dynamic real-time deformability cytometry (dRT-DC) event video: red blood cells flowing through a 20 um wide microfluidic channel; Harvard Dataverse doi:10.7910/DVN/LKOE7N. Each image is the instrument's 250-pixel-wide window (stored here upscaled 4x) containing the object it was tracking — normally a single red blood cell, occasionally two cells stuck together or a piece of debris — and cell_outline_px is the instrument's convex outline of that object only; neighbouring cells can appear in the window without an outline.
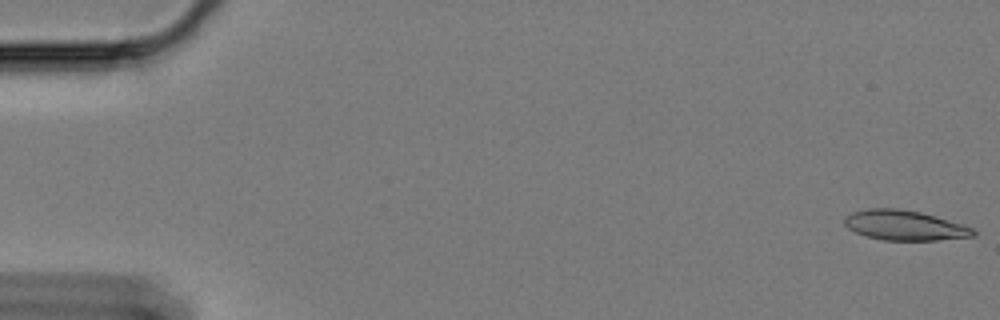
{"species": "Egyptian fruit bat (a non-hibernating species)", "species_latin": "Rousettus aegyptiacus", "temperature_condition": "cold", "stored_images_in_passage": 60, "camera_frame_rate_fps": 3000, "um_per_image_px": 0.085, "animal": {"sex": "female"}, "frame": {"image": 1, "passage_image": 1, "time_ms": 0.0, "image_size_px": [1000, 320], "cell_outline_px": [[976, 236], [940, 240], [884, 240], [868, 236], [856, 232], [848, 228], [844, 224], [844, 216], [852, 212], [868, 208], [896, 208], [920, 212], [960, 224], [972, 228], [976, 232]], "centroid_in_image_um": [76.86, 19.15], "position_along_channel_um": 8.1, "area_um2": 22.25}}
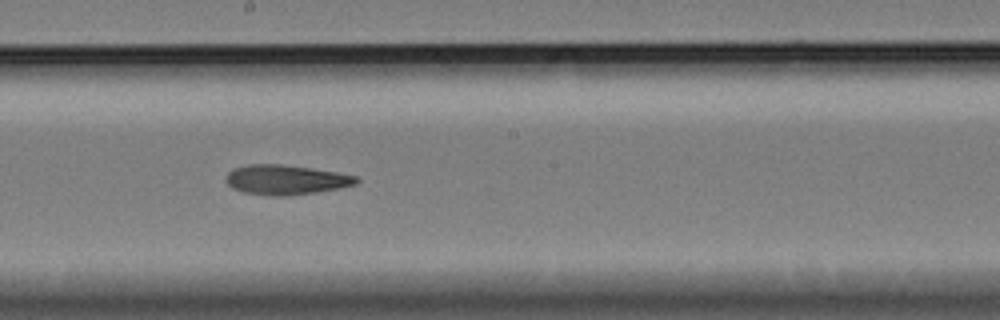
{"frame": {"image": 2, "passage_image": 33, "time_ms": 10.667, "image_size_px": [1000, 320], "cell_outline_px": [[360, 180], [356, 184], [340, 188], [316, 192], [284, 196], [272, 196], [244, 192], [232, 188], [228, 184], [228, 172], [236, 168], [248, 164], [280, 164], [336, 172], [356, 176]], "centroid_in_image_um": [24.32, 15.28], "position_along_channel_um": 223.9, "area_um2": 22.25}}
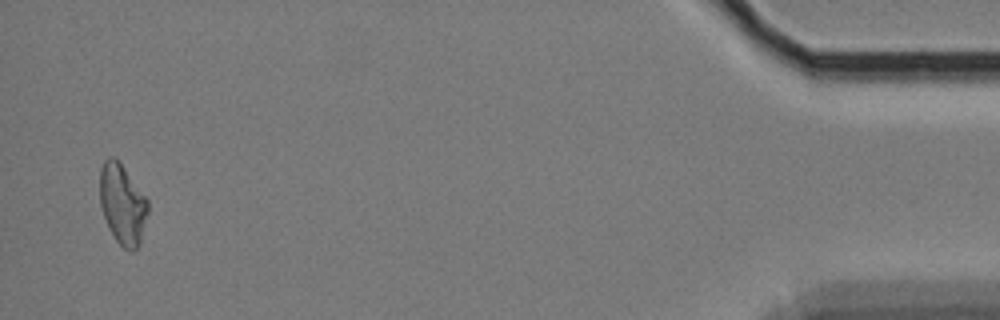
{"frame": {"image": 3, "passage_image": 58, "time_ms": 19.0, "image_size_px": [1000, 320], "cell_outline_px": [[148, 212], [140, 244], [132, 252], [124, 248], [116, 240], [108, 228], [100, 204], [100, 168], [104, 160], [108, 156], [112, 156], [120, 164], [148, 200]], "centroid_in_image_um": [10.4, 17.38], "position_along_channel_um": 424.8, "area_um2": 22.2}}